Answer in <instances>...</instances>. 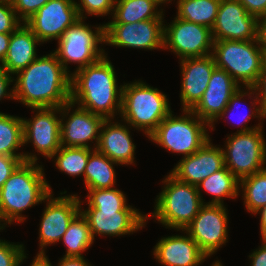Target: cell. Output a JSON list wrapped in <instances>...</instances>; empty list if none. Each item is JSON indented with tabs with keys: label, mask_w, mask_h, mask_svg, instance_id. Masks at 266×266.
<instances>
[{
	"label": "cell",
	"mask_w": 266,
	"mask_h": 266,
	"mask_svg": "<svg viewBox=\"0 0 266 266\" xmlns=\"http://www.w3.org/2000/svg\"><path fill=\"white\" fill-rule=\"evenodd\" d=\"M16 76L14 100L27 107H61L70 101L71 75L54 52L37 57Z\"/></svg>",
	"instance_id": "1"
},
{
	"label": "cell",
	"mask_w": 266,
	"mask_h": 266,
	"mask_svg": "<svg viewBox=\"0 0 266 266\" xmlns=\"http://www.w3.org/2000/svg\"><path fill=\"white\" fill-rule=\"evenodd\" d=\"M70 100L104 119L120 114L122 86L118 87L114 67L106 55L71 73Z\"/></svg>",
	"instance_id": "2"
},
{
	"label": "cell",
	"mask_w": 266,
	"mask_h": 266,
	"mask_svg": "<svg viewBox=\"0 0 266 266\" xmlns=\"http://www.w3.org/2000/svg\"><path fill=\"white\" fill-rule=\"evenodd\" d=\"M42 166L35 162H22L0 189V221L7 225L25 221L22 212L45 202L52 192L44 177Z\"/></svg>",
	"instance_id": "3"
},
{
	"label": "cell",
	"mask_w": 266,
	"mask_h": 266,
	"mask_svg": "<svg viewBox=\"0 0 266 266\" xmlns=\"http://www.w3.org/2000/svg\"><path fill=\"white\" fill-rule=\"evenodd\" d=\"M165 94L142 81L122 85L120 117L149 137L171 113Z\"/></svg>",
	"instance_id": "4"
},
{
	"label": "cell",
	"mask_w": 266,
	"mask_h": 266,
	"mask_svg": "<svg viewBox=\"0 0 266 266\" xmlns=\"http://www.w3.org/2000/svg\"><path fill=\"white\" fill-rule=\"evenodd\" d=\"M162 183L165 186L157 196L152 217L166 228L184 230L206 202L200 198L197 186L180 182L170 173Z\"/></svg>",
	"instance_id": "5"
},
{
	"label": "cell",
	"mask_w": 266,
	"mask_h": 266,
	"mask_svg": "<svg viewBox=\"0 0 266 266\" xmlns=\"http://www.w3.org/2000/svg\"><path fill=\"white\" fill-rule=\"evenodd\" d=\"M212 55L216 67L225 70L239 85L242 83L245 87H252L256 83L266 57L258 39L214 41Z\"/></svg>",
	"instance_id": "6"
},
{
	"label": "cell",
	"mask_w": 266,
	"mask_h": 266,
	"mask_svg": "<svg viewBox=\"0 0 266 266\" xmlns=\"http://www.w3.org/2000/svg\"><path fill=\"white\" fill-rule=\"evenodd\" d=\"M183 113L185 115L176 117L171 112L148 138L166 150L186 157L209 141L206 129L210 125L191 110H183Z\"/></svg>",
	"instance_id": "7"
},
{
	"label": "cell",
	"mask_w": 266,
	"mask_h": 266,
	"mask_svg": "<svg viewBox=\"0 0 266 266\" xmlns=\"http://www.w3.org/2000/svg\"><path fill=\"white\" fill-rule=\"evenodd\" d=\"M95 29L94 32L91 26L84 24V19H79L67 28L58 40V48L54 50V53L70 75L68 63L79 64L76 68L79 70L97 62L106 54L98 47L105 43L104 25L95 26Z\"/></svg>",
	"instance_id": "8"
},
{
	"label": "cell",
	"mask_w": 266,
	"mask_h": 266,
	"mask_svg": "<svg viewBox=\"0 0 266 266\" xmlns=\"http://www.w3.org/2000/svg\"><path fill=\"white\" fill-rule=\"evenodd\" d=\"M262 129L236 132L227 137L225 150L222 148L225 167L239 181L266 168V141Z\"/></svg>",
	"instance_id": "9"
},
{
	"label": "cell",
	"mask_w": 266,
	"mask_h": 266,
	"mask_svg": "<svg viewBox=\"0 0 266 266\" xmlns=\"http://www.w3.org/2000/svg\"><path fill=\"white\" fill-rule=\"evenodd\" d=\"M213 42L209 27L185 21L177 16L171 24L164 25L163 49L169 48L180 60L211 55Z\"/></svg>",
	"instance_id": "10"
},
{
	"label": "cell",
	"mask_w": 266,
	"mask_h": 266,
	"mask_svg": "<svg viewBox=\"0 0 266 266\" xmlns=\"http://www.w3.org/2000/svg\"><path fill=\"white\" fill-rule=\"evenodd\" d=\"M163 18L135 23L104 24L105 44L117 47L156 50L163 49Z\"/></svg>",
	"instance_id": "11"
},
{
	"label": "cell",
	"mask_w": 266,
	"mask_h": 266,
	"mask_svg": "<svg viewBox=\"0 0 266 266\" xmlns=\"http://www.w3.org/2000/svg\"><path fill=\"white\" fill-rule=\"evenodd\" d=\"M224 204H203L186 231L209 257L225 245L228 236V215Z\"/></svg>",
	"instance_id": "12"
},
{
	"label": "cell",
	"mask_w": 266,
	"mask_h": 266,
	"mask_svg": "<svg viewBox=\"0 0 266 266\" xmlns=\"http://www.w3.org/2000/svg\"><path fill=\"white\" fill-rule=\"evenodd\" d=\"M51 192L46 198V207L39 224L40 250L36 257L45 255V247L61 241L71 221L80 213L81 201L77 195L54 198Z\"/></svg>",
	"instance_id": "13"
},
{
	"label": "cell",
	"mask_w": 266,
	"mask_h": 266,
	"mask_svg": "<svg viewBox=\"0 0 266 266\" xmlns=\"http://www.w3.org/2000/svg\"><path fill=\"white\" fill-rule=\"evenodd\" d=\"M80 19L74 0H49L24 23L41 43L59 40Z\"/></svg>",
	"instance_id": "14"
},
{
	"label": "cell",
	"mask_w": 266,
	"mask_h": 266,
	"mask_svg": "<svg viewBox=\"0 0 266 266\" xmlns=\"http://www.w3.org/2000/svg\"><path fill=\"white\" fill-rule=\"evenodd\" d=\"M35 116L30 120L22 118L24 144L33 143L36 152L49 159L61 147V107L30 108Z\"/></svg>",
	"instance_id": "15"
},
{
	"label": "cell",
	"mask_w": 266,
	"mask_h": 266,
	"mask_svg": "<svg viewBox=\"0 0 266 266\" xmlns=\"http://www.w3.org/2000/svg\"><path fill=\"white\" fill-rule=\"evenodd\" d=\"M86 218L91 235L121 236L138 231L143 228L147 217L151 214L143 215L136 208L127 205L124 209H96L88 208L80 211Z\"/></svg>",
	"instance_id": "16"
},
{
	"label": "cell",
	"mask_w": 266,
	"mask_h": 266,
	"mask_svg": "<svg viewBox=\"0 0 266 266\" xmlns=\"http://www.w3.org/2000/svg\"><path fill=\"white\" fill-rule=\"evenodd\" d=\"M258 18L249 14L238 0H221L211 29L213 41L257 39Z\"/></svg>",
	"instance_id": "17"
},
{
	"label": "cell",
	"mask_w": 266,
	"mask_h": 266,
	"mask_svg": "<svg viewBox=\"0 0 266 266\" xmlns=\"http://www.w3.org/2000/svg\"><path fill=\"white\" fill-rule=\"evenodd\" d=\"M75 106L70 100L61 106V146L64 147H84L91 149L89 141L93 143L95 140L94 149L97 148L99 142L100 129L103 121L102 116L93 114L92 112L78 106L74 112L69 114V110ZM69 114L68 119L65 118ZM65 122H64V121Z\"/></svg>",
	"instance_id": "18"
},
{
	"label": "cell",
	"mask_w": 266,
	"mask_h": 266,
	"mask_svg": "<svg viewBox=\"0 0 266 266\" xmlns=\"http://www.w3.org/2000/svg\"><path fill=\"white\" fill-rule=\"evenodd\" d=\"M239 84L223 69L215 67L201 100L191 110L200 119L214 128V122L227 107Z\"/></svg>",
	"instance_id": "19"
},
{
	"label": "cell",
	"mask_w": 266,
	"mask_h": 266,
	"mask_svg": "<svg viewBox=\"0 0 266 266\" xmlns=\"http://www.w3.org/2000/svg\"><path fill=\"white\" fill-rule=\"evenodd\" d=\"M224 167L222 148L214 146L209 139L197 152L183 157L170 174L180 182L197 186Z\"/></svg>",
	"instance_id": "20"
},
{
	"label": "cell",
	"mask_w": 266,
	"mask_h": 266,
	"mask_svg": "<svg viewBox=\"0 0 266 266\" xmlns=\"http://www.w3.org/2000/svg\"><path fill=\"white\" fill-rule=\"evenodd\" d=\"M182 84L180 100L183 110H192L207 89L212 72L216 67L213 55L180 60Z\"/></svg>",
	"instance_id": "21"
},
{
	"label": "cell",
	"mask_w": 266,
	"mask_h": 266,
	"mask_svg": "<svg viewBox=\"0 0 266 266\" xmlns=\"http://www.w3.org/2000/svg\"><path fill=\"white\" fill-rule=\"evenodd\" d=\"M186 236L162 238L154 247L153 255L164 266H199L208 256L185 231Z\"/></svg>",
	"instance_id": "22"
},
{
	"label": "cell",
	"mask_w": 266,
	"mask_h": 266,
	"mask_svg": "<svg viewBox=\"0 0 266 266\" xmlns=\"http://www.w3.org/2000/svg\"><path fill=\"white\" fill-rule=\"evenodd\" d=\"M136 145L132 142L129 128L120 122L105 119L102 123L97 150L119 165L134 163Z\"/></svg>",
	"instance_id": "23"
},
{
	"label": "cell",
	"mask_w": 266,
	"mask_h": 266,
	"mask_svg": "<svg viewBox=\"0 0 266 266\" xmlns=\"http://www.w3.org/2000/svg\"><path fill=\"white\" fill-rule=\"evenodd\" d=\"M38 43L39 39L25 23L11 33L8 52L2 62L10 75H16L37 58Z\"/></svg>",
	"instance_id": "24"
},
{
	"label": "cell",
	"mask_w": 266,
	"mask_h": 266,
	"mask_svg": "<svg viewBox=\"0 0 266 266\" xmlns=\"http://www.w3.org/2000/svg\"><path fill=\"white\" fill-rule=\"evenodd\" d=\"M114 164L118 165L97 149L92 150L83 175L86 189L114 188L116 183Z\"/></svg>",
	"instance_id": "25"
},
{
	"label": "cell",
	"mask_w": 266,
	"mask_h": 266,
	"mask_svg": "<svg viewBox=\"0 0 266 266\" xmlns=\"http://www.w3.org/2000/svg\"><path fill=\"white\" fill-rule=\"evenodd\" d=\"M23 145L22 118L0 112V155L24 156L25 162L37 163L36 154L16 153Z\"/></svg>",
	"instance_id": "26"
},
{
	"label": "cell",
	"mask_w": 266,
	"mask_h": 266,
	"mask_svg": "<svg viewBox=\"0 0 266 266\" xmlns=\"http://www.w3.org/2000/svg\"><path fill=\"white\" fill-rule=\"evenodd\" d=\"M155 0H115L111 22L135 23L163 17V9L158 10Z\"/></svg>",
	"instance_id": "27"
},
{
	"label": "cell",
	"mask_w": 266,
	"mask_h": 266,
	"mask_svg": "<svg viewBox=\"0 0 266 266\" xmlns=\"http://www.w3.org/2000/svg\"><path fill=\"white\" fill-rule=\"evenodd\" d=\"M197 189L200 198L202 197L200 189L214 196L207 204L223 205V198H236L240 192L239 180L226 167L202 180L197 185Z\"/></svg>",
	"instance_id": "28"
},
{
	"label": "cell",
	"mask_w": 266,
	"mask_h": 266,
	"mask_svg": "<svg viewBox=\"0 0 266 266\" xmlns=\"http://www.w3.org/2000/svg\"><path fill=\"white\" fill-rule=\"evenodd\" d=\"M221 0H178L177 17L212 29Z\"/></svg>",
	"instance_id": "29"
},
{
	"label": "cell",
	"mask_w": 266,
	"mask_h": 266,
	"mask_svg": "<svg viewBox=\"0 0 266 266\" xmlns=\"http://www.w3.org/2000/svg\"><path fill=\"white\" fill-rule=\"evenodd\" d=\"M61 240L67 246L64 256L82 257V252L92 246L94 239L89 224L81 212L71 221Z\"/></svg>",
	"instance_id": "30"
},
{
	"label": "cell",
	"mask_w": 266,
	"mask_h": 266,
	"mask_svg": "<svg viewBox=\"0 0 266 266\" xmlns=\"http://www.w3.org/2000/svg\"><path fill=\"white\" fill-rule=\"evenodd\" d=\"M247 210L253 214L266 205V168L239 181Z\"/></svg>",
	"instance_id": "31"
},
{
	"label": "cell",
	"mask_w": 266,
	"mask_h": 266,
	"mask_svg": "<svg viewBox=\"0 0 266 266\" xmlns=\"http://www.w3.org/2000/svg\"><path fill=\"white\" fill-rule=\"evenodd\" d=\"M92 149L84 147H64L61 146L52 156L56 158V167L70 176L84 175L88 157Z\"/></svg>",
	"instance_id": "32"
},
{
	"label": "cell",
	"mask_w": 266,
	"mask_h": 266,
	"mask_svg": "<svg viewBox=\"0 0 266 266\" xmlns=\"http://www.w3.org/2000/svg\"><path fill=\"white\" fill-rule=\"evenodd\" d=\"M246 89H247V91L245 90V92H244V90L242 91L241 90V88H238L237 89V91L232 95V97H231V99H230V101L228 102V105H227V107L223 110V112L221 113V115L216 119V120H218L219 118H223L225 115H227V113L229 112H232L234 109L233 108H236V107H239L237 104L241 101V99L244 97V96H246V95H250L249 97H252V94H253V96H254V94H256L255 93V90L253 89V87H245ZM250 91V92H249ZM258 97H257V95L254 97V100H253V103H252V101H251V105L254 107V108H252L251 110V113L250 114H248V115H242V116H240V114L239 115H237V117H238V125H243V123H245V125H243V126H245V127H243L242 126V128L241 129H239V131H237V132H248V131H251V130H254V129H257V128H261L262 127V124H258V126H254L253 128L252 127H248L246 124H247V122H249V120H251L250 118L253 116V117H255V118H260V119H264V118H266V116H265V114L262 112V110H261V108H260V106L258 105L257 107H256V105H257V103L259 104V100L257 99ZM255 102V103H254ZM236 106V107H235ZM256 107V108H255ZM238 109V108H237ZM254 109V110H253ZM234 114V113H233ZM232 115V114H231ZM258 115V116H257Z\"/></svg>",
	"instance_id": "33"
},
{
	"label": "cell",
	"mask_w": 266,
	"mask_h": 266,
	"mask_svg": "<svg viewBox=\"0 0 266 266\" xmlns=\"http://www.w3.org/2000/svg\"><path fill=\"white\" fill-rule=\"evenodd\" d=\"M87 208L124 209L127 206L125 194L119 189H87Z\"/></svg>",
	"instance_id": "34"
},
{
	"label": "cell",
	"mask_w": 266,
	"mask_h": 266,
	"mask_svg": "<svg viewBox=\"0 0 266 266\" xmlns=\"http://www.w3.org/2000/svg\"><path fill=\"white\" fill-rule=\"evenodd\" d=\"M23 245H16L0 239V266H20L27 258Z\"/></svg>",
	"instance_id": "35"
},
{
	"label": "cell",
	"mask_w": 266,
	"mask_h": 266,
	"mask_svg": "<svg viewBox=\"0 0 266 266\" xmlns=\"http://www.w3.org/2000/svg\"><path fill=\"white\" fill-rule=\"evenodd\" d=\"M115 0H80V4L76 2L77 11L80 19H85V15L105 16L113 12Z\"/></svg>",
	"instance_id": "36"
},
{
	"label": "cell",
	"mask_w": 266,
	"mask_h": 266,
	"mask_svg": "<svg viewBox=\"0 0 266 266\" xmlns=\"http://www.w3.org/2000/svg\"><path fill=\"white\" fill-rule=\"evenodd\" d=\"M21 22L12 5L0 3V33H13Z\"/></svg>",
	"instance_id": "37"
},
{
	"label": "cell",
	"mask_w": 266,
	"mask_h": 266,
	"mask_svg": "<svg viewBox=\"0 0 266 266\" xmlns=\"http://www.w3.org/2000/svg\"><path fill=\"white\" fill-rule=\"evenodd\" d=\"M49 0H15L13 9L18 14V18L24 23L34 13H36Z\"/></svg>",
	"instance_id": "38"
},
{
	"label": "cell",
	"mask_w": 266,
	"mask_h": 266,
	"mask_svg": "<svg viewBox=\"0 0 266 266\" xmlns=\"http://www.w3.org/2000/svg\"><path fill=\"white\" fill-rule=\"evenodd\" d=\"M22 162H24V156L0 155V189Z\"/></svg>",
	"instance_id": "39"
},
{
	"label": "cell",
	"mask_w": 266,
	"mask_h": 266,
	"mask_svg": "<svg viewBox=\"0 0 266 266\" xmlns=\"http://www.w3.org/2000/svg\"><path fill=\"white\" fill-rule=\"evenodd\" d=\"M259 100V106L262 112L266 116V57L263 60L260 75L256 81V83L252 86Z\"/></svg>",
	"instance_id": "40"
},
{
	"label": "cell",
	"mask_w": 266,
	"mask_h": 266,
	"mask_svg": "<svg viewBox=\"0 0 266 266\" xmlns=\"http://www.w3.org/2000/svg\"><path fill=\"white\" fill-rule=\"evenodd\" d=\"M13 78L0 62V100L2 98L14 99V88L7 92L9 91V85L14 81Z\"/></svg>",
	"instance_id": "41"
},
{
	"label": "cell",
	"mask_w": 266,
	"mask_h": 266,
	"mask_svg": "<svg viewBox=\"0 0 266 266\" xmlns=\"http://www.w3.org/2000/svg\"><path fill=\"white\" fill-rule=\"evenodd\" d=\"M249 14L262 17L266 14V0H238Z\"/></svg>",
	"instance_id": "42"
},
{
	"label": "cell",
	"mask_w": 266,
	"mask_h": 266,
	"mask_svg": "<svg viewBox=\"0 0 266 266\" xmlns=\"http://www.w3.org/2000/svg\"><path fill=\"white\" fill-rule=\"evenodd\" d=\"M42 258L50 265L49 258L45 255L42 256ZM57 266H91L87 260L84 259V256L82 257H76V256H63V258L60 259Z\"/></svg>",
	"instance_id": "43"
},
{
	"label": "cell",
	"mask_w": 266,
	"mask_h": 266,
	"mask_svg": "<svg viewBox=\"0 0 266 266\" xmlns=\"http://www.w3.org/2000/svg\"><path fill=\"white\" fill-rule=\"evenodd\" d=\"M251 266H266V239H262V244L259 249L253 251L251 255Z\"/></svg>",
	"instance_id": "44"
},
{
	"label": "cell",
	"mask_w": 266,
	"mask_h": 266,
	"mask_svg": "<svg viewBox=\"0 0 266 266\" xmlns=\"http://www.w3.org/2000/svg\"><path fill=\"white\" fill-rule=\"evenodd\" d=\"M257 39L266 55V16L258 18Z\"/></svg>",
	"instance_id": "45"
},
{
	"label": "cell",
	"mask_w": 266,
	"mask_h": 266,
	"mask_svg": "<svg viewBox=\"0 0 266 266\" xmlns=\"http://www.w3.org/2000/svg\"><path fill=\"white\" fill-rule=\"evenodd\" d=\"M11 33H0V62L2 63L8 52Z\"/></svg>",
	"instance_id": "46"
},
{
	"label": "cell",
	"mask_w": 266,
	"mask_h": 266,
	"mask_svg": "<svg viewBox=\"0 0 266 266\" xmlns=\"http://www.w3.org/2000/svg\"><path fill=\"white\" fill-rule=\"evenodd\" d=\"M261 214L260 216V232L262 239H266V205L261 207L255 214Z\"/></svg>",
	"instance_id": "47"
},
{
	"label": "cell",
	"mask_w": 266,
	"mask_h": 266,
	"mask_svg": "<svg viewBox=\"0 0 266 266\" xmlns=\"http://www.w3.org/2000/svg\"><path fill=\"white\" fill-rule=\"evenodd\" d=\"M30 266H50L42 257H35Z\"/></svg>",
	"instance_id": "48"
},
{
	"label": "cell",
	"mask_w": 266,
	"mask_h": 266,
	"mask_svg": "<svg viewBox=\"0 0 266 266\" xmlns=\"http://www.w3.org/2000/svg\"><path fill=\"white\" fill-rule=\"evenodd\" d=\"M15 2V0H0V3H5V4H9V5H13Z\"/></svg>",
	"instance_id": "49"
},
{
	"label": "cell",
	"mask_w": 266,
	"mask_h": 266,
	"mask_svg": "<svg viewBox=\"0 0 266 266\" xmlns=\"http://www.w3.org/2000/svg\"><path fill=\"white\" fill-rule=\"evenodd\" d=\"M158 4H164L166 2H171L172 0H155Z\"/></svg>",
	"instance_id": "50"
},
{
	"label": "cell",
	"mask_w": 266,
	"mask_h": 266,
	"mask_svg": "<svg viewBox=\"0 0 266 266\" xmlns=\"http://www.w3.org/2000/svg\"><path fill=\"white\" fill-rule=\"evenodd\" d=\"M212 266H223L219 260L213 262Z\"/></svg>",
	"instance_id": "51"
},
{
	"label": "cell",
	"mask_w": 266,
	"mask_h": 266,
	"mask_svg": "<svg viewBox=\"0 0 266 266\" xmlns=\"http://www.w3.org/2000/svg\"><path fill=\"white\" fill-rule=\"evenodd\" d=\"M1 222V221H0ZM4 225L0 223V230H3L5 228V226L3 227Z\"/></svg>",
	"instance_id": "52"
}]
</instances>
